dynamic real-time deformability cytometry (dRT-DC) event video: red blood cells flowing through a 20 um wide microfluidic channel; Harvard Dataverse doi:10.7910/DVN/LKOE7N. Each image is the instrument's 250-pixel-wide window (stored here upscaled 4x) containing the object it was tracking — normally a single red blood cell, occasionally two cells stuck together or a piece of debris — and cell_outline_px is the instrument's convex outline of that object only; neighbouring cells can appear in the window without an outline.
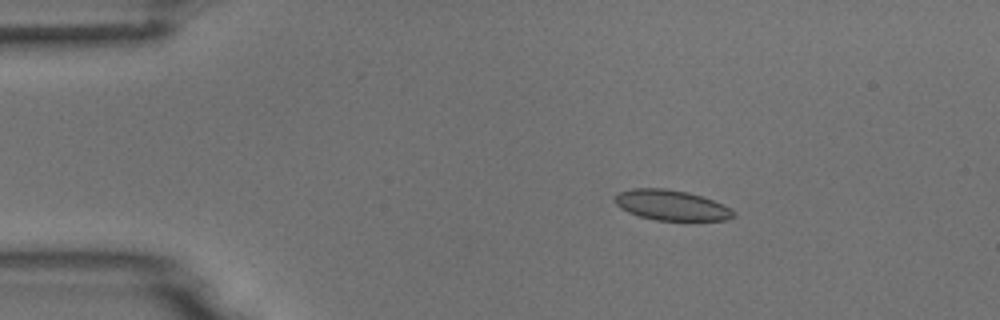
{"species": "common noctule bat (a hibernating species)", "species_latin": "Nyctalus noctula", "temperature_condition": "room temperature", "stored_images_in_passage": 9, "camera_frame_rate_fps": 3000, "um_per_image_px": 0.085, "animal": {"sex": "male", "body_mass_g": 18.8}, "frame": {"image": 1, "passage_image": 3, "time_ms": 2.333, "image_size_px": [1000, 320], "cell_outline_px": [[736, 212], [728, 220], [692, 224], [656, 220], [640, 216], [628, 212], [620, 208], [612, 200], [612, 196], [620, 192], [632, 188], [664, 188], [688, 192], [712, 200]], "centroid_in_image_um": [57.07, 17.5], "position_along_channel_um": 27.9, "area_um2": 21.85}}
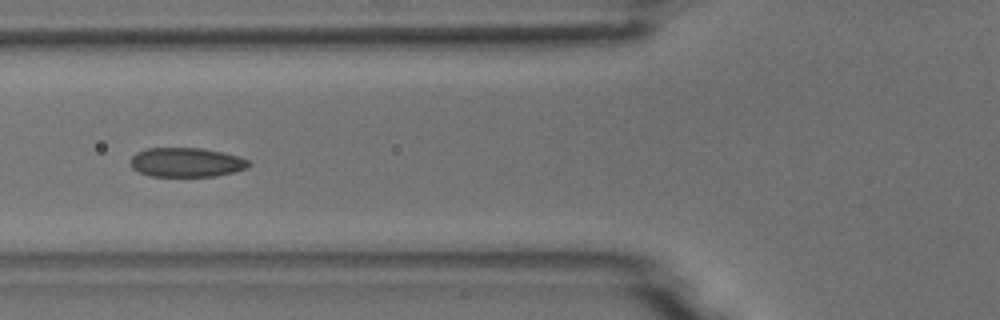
{"frame": {"image": 2, "passage_image": 6, "time_ms": 6.0, "image_size_px": [1000, 320], "cell_outline_px": [[252, 164], [248, 168], [216, 176], [148, 176], [132, 168], [128, 164], [132, 156], [136, 152], [144, 148], [200, 148], [224, 152], [248, 160]], "centroid_in_image_um": [15.8, 13.79], "position_along_channel_um": 110.0, "area_um2": 20.35}}
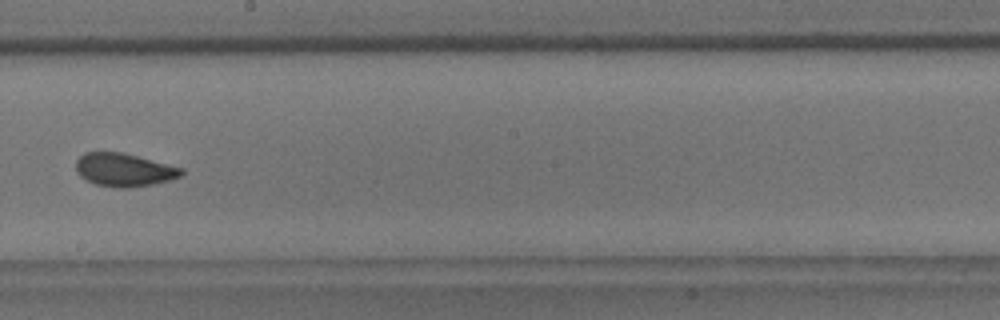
{"frame": {"image": 3, "passage_image": 9, "time_ms": 9.333, "image_size_px": [1000, 320], "cell_outline_px": [[184, 172], [180, 176], [168, 180], [152, 184], [128, 188], [116, 188], [96, 184], [80, 176], [76, 172], [76, 160], [84, 152], [124, 152], [184, 168]], "centroid_in_image_um": [10.54, 14.42], "position_along_channel_um": 237.7, "area_um2": 20.46}}